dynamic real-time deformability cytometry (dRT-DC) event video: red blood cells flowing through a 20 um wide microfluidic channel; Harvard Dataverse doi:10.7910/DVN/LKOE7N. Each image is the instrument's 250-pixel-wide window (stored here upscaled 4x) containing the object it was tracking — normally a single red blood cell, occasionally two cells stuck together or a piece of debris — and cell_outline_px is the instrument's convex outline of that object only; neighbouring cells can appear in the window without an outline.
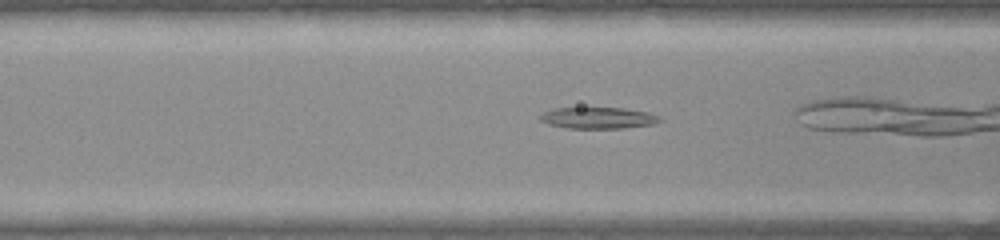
{"species": "common noctule bat (a hibernating species)", "species_latin": "Nyctalus noctula", "temperature_condition": "warm", "stored_images_in_passage": 32, "camera_frame_rate_fps": 3000, "um_per_image_px": 0.085, "animal": {"sex": "female", "body_mass_g": 22.0, "forearm_length_mm": 56.7}, "frame": {"image": 1, "passage_image": 12, "time_ms": 3.667, "image_size_px": [1000, 240], "cell_outline_px": [[664, 120], [652, 124], [624, 128], [568, 128], [548, 124], [540, 120], [536, 116], [540, 112], [556, 108], [624, 108], [648, 112], [660, 116]], "centroid_in_image_um": [50.81, 10.02], "position_along_channel_um": 115.8, "area_um2": 15.09}}
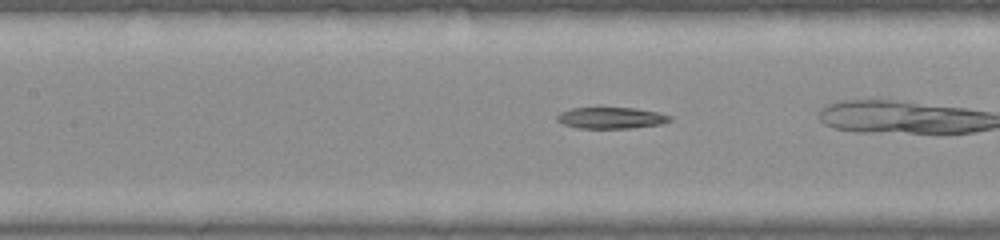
{"frame": {"image": 2, "passage_image": 15, "time_ms": 4.667, "image_size_px": [1000, 240], "cell_outline_px": [[672, 120], [660, 124], [632, 128], [576, 128], [564, 124], [556, 120], [556, 116], [560, 112], [572, 108], [636, 108], [660, 112], [672, 116]], "centroid_in_image_um": [51.96, 10.02], "position_along_channel_um": 155.4, "area_um2": 14.1}}